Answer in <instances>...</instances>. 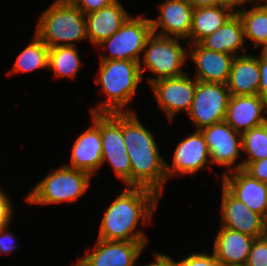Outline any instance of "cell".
<instances>
[{"mask_svg": "<svg viewBox=\"0 0 267 266\" xmlns=\"http://www.w3.org/2000/svg\"><path fill=\"white\" fill-rule=\"evenodd\" d=\"M193 9L217 5V0H187Z\"/></svg>", "mask_w": 267, "mask_h": 266, "instance_id": "38", "label": "cell"}, {"mask_svg": "<svg viewBox=\"0 0 267 266\" xmlns=\"http://www.w3.org/2000/svg\"><path fill=\"white\" fill-rule=\"evenodd\" d=\"M11 203L9 196L0 189V227L11 223L10 221L13 218V208Z\"/></svg>", "mask_w": 267, "mask_h": 266, "instance_id": "34", "label": "cell"}, {"mask_svg": "<svg viewBox=\"0 0 267 266\" xmlns=\"http://www.w3.org/2000/svg\"><path fill=\"white\" fill-rule=\"evenodd\" d=\"M172 266H220L215 254H206L204 252L192 253L182 259L181 261H175L172 258Z\"/></svg>", "mask_w": 267, "mask_h": 266, "instance_id": "30", "label": "cell"}, {"mask_svg": "<svg viewBox=\"0 0 267 266\" xmlns=\"http://www.w3.org/2000/svg\"><path fill=\"white\" fill-rule=\"evenodd\" d=\"M116 0H79L75 5L84 15L97 11L103 7L109 6Z\"/></svg>", "mask_w": 267, "mask_h": 266, "instance_id": "35", "label": "cell"}, {"mask_svg": "<svg viewBox=\"0 0 267 266\" xmlns=\"http://www.w3.org/2000/svg\"><path fill=\"white\" fill-rule=\"evenodd\" d=\"M143 16H129L117 32L97 45L103 51L109 49L110 53L109 56L102 54L100 60H131L140 63L146 40L152 34L151 20Z\"/></svg>", "mask_w": 267, "mask_h": 266, "instance_id": "7", "label": "cell"}, {"mask_svg": "<svg viewBox=\"0 0 267 266\" xmlns=\"http://www.w3.org/2000/svg\"><path fill=\"white\" fill-rule=\"evenodd\" d=\"M247 266H267V236L255 238L250 247Z\"/></svg>", "mask_w": 267, "mask_h": 266, "instance_id": "29", "label": "cell"}, {"mask_svg": "<svg viewBox=\"0 0 267 266\" xmlns=\"http://www.w3.org/2000/svg\"><path fill=\"white\" fill-rule=\"evenodd\" d=\"M155 256V262L149 263L148 265L145 266H172V258L163 253H154ZM135 266H137L135 264Z\"/></svg>", "mask_w": 267, "mask_h": 266, "instance_id": "36", "label": "cell"}, {"mask_svg": "<svg viewBox=\"0 0 267 266\" xmlns=\"http://www.w3.org/2000/svg\"><path fill=\"white\" fill-rule=\"evenodd\" d=\"M91 178L87 172L62 165L39 181L25 199L30 205L74 203L87 191Z\"/></svg>", "mask_w": 267, "mask_h": 266, "instance_id": "5", "label": "cell"}, {"mask_svg": "<svg viewBox=\"0 0 267 266\" xmlns=\"http://www.w3.org/2000/svg\"><path fill=\"white\" fill-rule=\"evenodd\" d=\"M158 19H151L152 33L187 40L190 35L193 7L187 0H166L159 4ZM162 29L157 33L158 29Z\"/></svg>", "mask_w": 267, "mask_h": 266, "instance_id": "16", "label": "cell"}, {"mask_svg": "<svg viewBox=\"0 0 267 266\" xmlns=\"http://www.w3.org/2000/svg\"><path fill=\"white\" fill-rule=\"evenodd\" d=\"M122 136L131 164V186L163 194L166 161L159 153L155 137L143 126L136 113H122Z\"/></svg>", "mask_w": 267, "mask_h": 266, "instance_id": "2", "label": "cell"}, {"mask_svg": "<svg viewBox=\"0 0 267 266\" xmlns=\"http://www.w3.org/2000/svg\"><path fill=\"white\" fill-rule=\"evenodd\" d=\"M172 163V165L165 163L168 179L184 174L193 175L205 169V165L212 164L208 145L200 130H195L193 134L178 143Z\"/></svg>", "mask_w": 267, "mask_h": 266, "instance_id": "12", "label": "cell"}, {"mask_svg": "<svg viewBox=\"0 0 267 266\" xmlns=\"http://www.w3.org/2000/svg\"><path fill=\"white\" fill-rule=\"evenodd\" d=\"M123 5L116 0L109 6L85 15L86 34L92 45H99L117 32L129 17Z\"/></svg>", "mask_w": 267, "mask_h": 266, "instance_id": "20", "label": "cell"}, {"mask_svg": "<svg viewBox=\"0 0 267 266\" xmlns=\"http://www.w3.org/2000/svg\"><path fill=\"white\" fill-rule=\"evenodd\" d=\"M252 1H257V0H217V5H223V6H226V7H229L231 8L234 12L235 11V8L237 7H241L242 9V6L246 3H252Z\"/></svg>", "mask_w": 267, "mask_h": 266, "instance_id": "37", "label": "cell"}, {"mask_svg": "<svg viewBox=\"0 0 267 266\" xmlns=\"http://www.w3.org/2000/svg\"><path fill=\"white\" fill-rule=\"evenodd\" d=\"M261 52L260 56H258V66L260 69L258 94L267 101V51L261 49Z\"/></svg>", "mask_w": 267, "mask_h": 266, "instance_id": "32", "label": "cell"}, {"mask_svg": "<svg viewBox=\"0 0 267 266\" xmlns=\"http://www.w3.org/2000/svg\"><path fill=\"white\" fill-rule=\"evenodd\" d=\"M199 43L204 48L216 52L237 56L239 54L236 52L241 49L245 54L243 24L238 14L235 12L218 30L203 38Z\"/></svg>", "mask_w": 267, "mask_h": 266, "instance_id": "23", "label": "cell"}, {"mask_svg": "<svg viewBox=\"0 0 267 266\" xmlns=\"http://www.w3.org/2000/svg\"><path fill=\"white\" fill-rule=\"evenodd\" d=\"M243 8L236 13L243 24L244 39L254 42L256 49L262 44V50L267 51V7L258 4L251 9Z\"/></svg>", "mask_w": 267, "mask_h": 266, "instance_id": "25", "label": "cell"}, {"mask_svg": "<svg viewBox=\"0 0 267 266\" xmlns=\"http://www.w3.org/2000/svg\"><path fill=\"white\" fill-rule=\"evenodd\" d=\"M188 45V58L196 66L197 81L226 84L235 56L204 48L200 43Z\"/></svg>", "mask_w": 267, "mask_h": 266, "instance_id": "19", "label": "cell"}, {"mask_svg": "<svg viewBox=\"0 0 267 266\" xmlns=\"http://www.w3.org/2000/svg\"><path fill=\"white\" fill-rule=\"evenodd\" d=\"M154 97L169 122L181 110L188 113L196 89V79L185 73L179 77L160 79L149 85Z\"/></svg>", "mask_w": 267, "mask_h": 266, "instance_id": "10", "label": "cell"}, {"mask_svg": "<svg viewBox=\"0 0 267 266\" xmlns=\"http://www.w3.org/2000/svg\"><path fill=\"white\" fill-rule=\"evenodd\" d=\"M81 61L75 46L49 48L48 69L54 71L55 77L74 79L82 66Z\"/></svg>", "mask_w": 267, "mask_h": 266, "instance_id": "27", "label": "cell"}, {"mask_svg": "<svg viewBox=\"0 0 267 266\" xmlns=\"http://www.w3.org/2000/svg\"><path fill=\"white\" fill-rule=\"evenodd\" d=\"M147 242L106 241L98 239L94 249L74 266H135Z\"/></svg>", "mask_w": 267, "mask_h": 266, "instance_id": "11", "label": "cell"}, {"mask_svg": "<svg viewBox=\"0 0 267 266\" xmlns=\"http://www.w3.org/2000/svg\"><path fill=\"white\" fill-rule=\"evenodd\" d=\"M10 223L6 225H2L0 227V253L1 254H9L13 250L17 248V245L14 244L15 237L11 234L7 228L9 227ZM7 230V231H6Z\"/></svg>", "mask_w": 267, "mask_h": 266, "instance_id": "33", "label": "cell"}, {"mask_svg": "<svg viewBox=\"0 0 267 266\" xmlns=\"http://www.w3.org/2000/svg\"><path fill=\"white\" fill-rule=\"evenodd\" d=\"M230 96L227 84L196 80L193 102L187 115L197 130L224 121Z\"/></svg>", "mask_w": 267, "mask_h": 266, "instance_id": "8", "label": "cell"}, {"mask_svg": "<svg viewBox=\"0 0 267 266\" xmlns=\"http://www.w3.org/2000/svg\"><path fill=\"white\" fill-rule=\"evenodd\" d=\"M102 165L109 162L116 176L131 186L130 158L122 136V113H100Z\"/></svg>", "mask_w": 267, "mask_h": 266, "instance_id": "9", "label": "cell"}, {"mask_svg": "<svg viewBox=\"0 0 267 266\" xmlns=\"http://www.w3.org/2000/svg\"><path fill=\"white\" fill-rule=\"evenodd\" d=\"M242 150L245 151L246 159L236 163L231 171L244 169L250 162L267 158V122L241 133Z\"/></svg>", "mask_w": 267, "mask_h": 266, "instance_id": "28", "label": "cell"}, {"mask_svg": "<svg viewBox=\"0 0 267 266\" xmlns=\"http://www.w3.org/2000/svg\"><path fill=\"white\" fill-rule=\"evenodd\" d=\"M266 116L267 101L259 94L231 95L224 121L235 131L243 133L265 124L267 122Z\"/></svg>", "mask_w": 267, "mask_h": 266, "instance_id": "17", "label": "cell"}, {"mask_svg": "<svg viewBox=\"0 0 267 266\" xmlns=\"http://www.w3.org/2000/svg\"><path fill=\"white\" fill-rule=\"evenodd\" d=\"M178 39L184 40L177 37H164L154 33L147 38L143 50V58L139 64L141 75L146 69L156 75L154 78L147 79L149 85L160 79L179 77L187 73L183 71L182 67L188 57V50L181 46Z\"/></svg>", "mask_w": 267, "mask_h": 266, "instance_id": "6", "label": "cell"}, {"mask_svg": "<svg viewBox=\"0 0 267 266\" xmlns=\"http://www.w3.org/2000/svg\"><path fill=\"white\" fill-rule=\"evenodd\" d=\"M243 170L252 178L267 184V158L250 162Z\"/></svg>", "mask_w": 267, "mask_h": 266, "instance_id": "31", "label": "cell"}, {"mask_svg": "<svg viewBox=\"0 0 267 266\" xmlns=\"http://www.w3.org/2000/svg\"><path fill=\"white\" fill-rule=\"evenodd\" d=\"M93 124L76 138L71 153V164L65 166L87 172L92 177L102 167V139L100 113H91Z\"/></svg>", "mask_w": 267, "mask_h": 266, "instance_id": "14", "label": "cell"}, {"mask_svg": "<svg viewBox=\"0 0 267 266\" xmlns=\"http://www.w3.org/2000/svg\"><path fill=\"white\" fill-rule=\"evenodd\" d=\"M223 173L222 185L251 211L267 218V184L252 178L243 169Z\"/></svg>", "mask_w": 267, "mask_h": 266, "instance_id": "18", "label": "cell"}, {"mask_svg": "<svg viewBox=\"0 0 267 266\" xmlns=\"http://www.w3.org/2000/svg\"><path fill=\"white\" fill-rule=\"evenodd\" d=\"M260 83L258 56L241 54L233 58L227 88L231 95H256Z\"/></svg>", "mask_w": 267, "mask_h": 266, "instance_id": "22", "label": "cell"}, {"mask_svg": "<svg viewBox=\"0 0 267 266\" xmlns=\"http://www.w3.org/2000/svg\"><path fill=\"white\" fill-rule=\"evenodd\" d=\"M79 0H56L53 3L60 4V5H73L75 6Z\"/></svg>", "mask_w": 267, "mask_h": 266, "instance_id": "39", "label": "cell"}, {"mask_svg": "<svg viewBox=\"0 0 267 266\" xmlns=\"http://www.w3.org/2000/svg\"><path fill=\"white\" fill-rule=\"evenodd\" d=\"M49 47L34 34L32 41L21 53L7 75L16 73H29L37 69L48 68Z\"/></svg>", "mask_w": 267, "mask_h": 266, "instance_id": "26", "label": "cell"}, {"mask_svg": "<svg viewBox=\"0 0 267 266\" xmlns=\"http://www.w3.org/2000/svg\"><path fill=\"white\" fill-rule=\"evenodd\" d=\"M37 22L35 34L49 48L75 46L74 42L88 40L85 15L76 6L53 3Z\"/></svg>", "mask_w": 267, "mask_h": 266, "instance_id": "4", "label": "cell"}, {"mask_svg": "<svg viewBox=\"0 0 267 266\" xmlns=\"http://www.w3.org/2000/svg\"><path fill=\"white\" fill-rule=\"evenodd\" d=\"M262 2L265 3L263 5L267 7V0H263Z\"/></svg>", "mask_w": 267, "mask_h": 266, "instance_id": "41", "label": "cell"}, {"mask_svg": "<svg viewBox=\"0 0 267 266\" xmlns=\"http://www.w3.org/2000/svg\"><path fill=\"white\" fill-rule=\"evenodd\" d=\"M227 266H247L246 264L227 265Z\"/></svg>", "mask_w": 267, "mask_h": 266, "instance_id": "40", "label": "cell"}, {"mask_svg": "<svg viewBox=\"0 0 267 266\" xmlns=\"http://www.w3.org/2000/svg\"><path fill=\"white\" fill-rule=\"evenodd\" d=\"M200 131L208 145L211 163L225 166L229 171V167L235 165L236 159L241 157V133L225 121L212 124Z\"/></svg>", "mask_w": 267, "mask_h": 266, "instance_id": "15", "label": "cell"}, {"mask_svg": "<svg viewBox=\"0 0 267 266\" xmlns=\"http://www.w3.org/2000/svg\"><path fill=\"white\" fill-rule=\"evenodd\" d=\"M143 80L140 64L127 60H100L96 84L102 86L107 98L100 105L90 109L91 113H134L126 106L134 97ZM124 108V109H123ZM126 108V109H125Z\"/></svg>", "mask_w": 267, "mask_h": 266, "instance_id": "3", "label": "cell"}, {"mask_svg": "<svg viewBox=\"0 0 267 266\" xmlns=\"http://www.w3.org/2000/svg\"><path fill=\"white\" fill-rule=\"evenodd\" d=\"M214 240L213 253L220 266L246 264L255 238L228 228L220 227Z\"/></svg>", "mask_w": 267, "mask_h": 266, "instance_id": "21", "label": "cell"}, {"mask_svg": "<svg viewBox=\"0 0 267 266\" xmlns=\"http://www.w3.org/2000/svg\"><path fill=\"white\" fill-rule=\"evenodd\" d=\"M161 197L144 187L126 186L107 207L101 220L98 239L147 242L137 225L149 223ZM136 230V231H135Z\"/></svg>", "mask_w": 267, "mask_h": 266, "instance_id": "1", "label": "cell"}, {"mask_svg": "<svg viewBox=\"0 0 267 266\" xmlns=\"http://www.w3.org/2000/svg\"><path fill=\"white\" fill-rule=\"evenodd\" d=\"M235 12L226 6L196 8L193 11L189 44L199 43L206 36L218 30Z\"/></svg>", "mask_w": 267, "mask_h": 266, "instance_id": "24", "label": "cell"}, {"mask_svg": "<svg viewBox=\"0 0 267 266\" xmlns=\"http://www.w3.org/2000/svg\"><path fill=\"white\" fill-rule=\"evenodd\" d=\"M221 199V227L239 231L253 238L265 236L266 219L262 215L251 211L223 185Z\"/></svg>", "mask_w": 267, "mask_h": 266, "instance_id": "13", "label": "cell"}]
</instances>
